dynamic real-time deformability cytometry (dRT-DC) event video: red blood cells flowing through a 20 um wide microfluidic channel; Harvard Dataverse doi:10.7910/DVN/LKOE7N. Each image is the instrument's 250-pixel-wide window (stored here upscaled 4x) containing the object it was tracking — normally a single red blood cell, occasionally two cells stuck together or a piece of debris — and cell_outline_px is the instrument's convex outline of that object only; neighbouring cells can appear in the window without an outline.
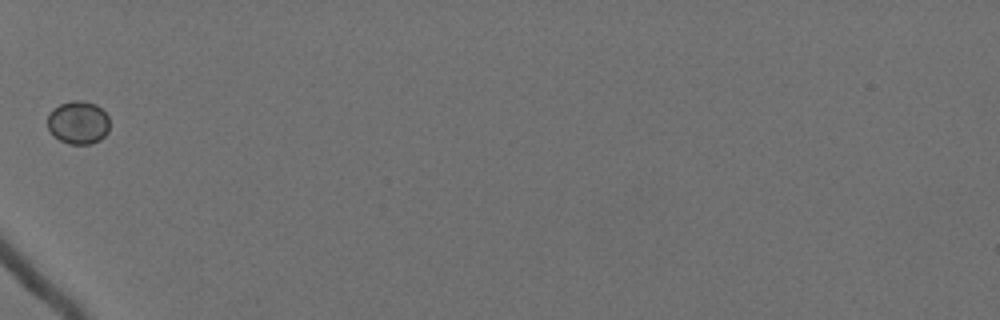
{"species": "Egyptian fruit bat (a non-hibernating species)", "species_latin": "Rousettus aegyptiacus", "temperature_condition": "cold", "stored_images_in_passage": 3, "camera_frame_rate_fps": 3000, "um_per_image_px": 0.085, "animal": {"sex": "female"}, "frame": {"image": 1, "passage_image": 1, "time_ms": 0.0, "image_size_px": [1000, 320], "cell_outline_px": [[108, 132], [100, 140], [92, 144], [68, 144], [60, 140], [48, 128], [48, 116], [52, 108], [60, 104], [72, 100], [84, 100], [96, 104], [108, 116]], "centroid_in_image_um": [6.66, 10.4], "position_along_channel_um": 78.3, "area_um2": 15.61}}